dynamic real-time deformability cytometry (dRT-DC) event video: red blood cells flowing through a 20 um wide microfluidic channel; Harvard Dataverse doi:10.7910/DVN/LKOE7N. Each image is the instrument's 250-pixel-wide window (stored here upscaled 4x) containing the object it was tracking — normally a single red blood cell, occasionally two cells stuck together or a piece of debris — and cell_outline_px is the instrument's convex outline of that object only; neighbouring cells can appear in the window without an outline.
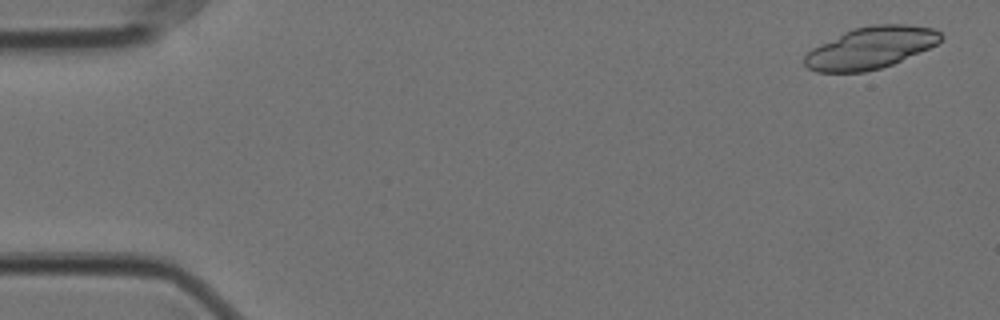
{"species": "Egyptian fruit bat (a non-hibernating species)", "species_latin": "Rousettus aegyptiacus", "temperature_condition": "cold", "stored_images_in_passage": 19, "camera_frame_rate_fps": 3000, "um_per_image_px": 0.085, "animal": {"sex": "female"}, "frame": {"image": 1, "passage_image": 1, "time_ms": 0.0, "image_size_px": [1000, 320], "cell_outline_px": [[944, 36], [936, 44], [928, 48], [892, 64], [880, 68], [864, 72], [816, 72], [808, 68], [804, 64], [804, 56], [812, 48], [852, 28], [876, 24], [908, 24], [932, 28], [940, 32]], "centroid_in_image_um": [73.99, 4.06], "position_along_channel_um": 11.0, "area_um2": 33.0}}